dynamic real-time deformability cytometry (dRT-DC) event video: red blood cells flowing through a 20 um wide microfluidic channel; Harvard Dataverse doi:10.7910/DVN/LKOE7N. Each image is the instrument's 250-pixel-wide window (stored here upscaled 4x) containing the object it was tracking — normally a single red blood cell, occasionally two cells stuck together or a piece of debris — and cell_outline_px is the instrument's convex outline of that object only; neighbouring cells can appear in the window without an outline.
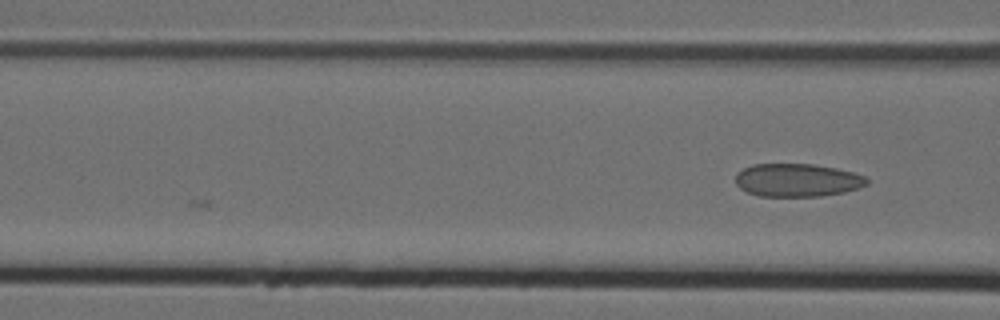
{"species": "Egyptian fruit bat (a non-hibernating species)", "species_latin": "Rousettus aegyptiacus", "temperature_condition": "cold", "stored_images_in_passage": 5, "camera_frame_rate_fps": 3000, "um_per_image_px": 0.085, "animal": {"sex": "female"}, "frame": {"image": 1, "passage_image": 5, "time_ms": 1.333, "image_size_px": [1000, 320], "cell_outline_px": [[868, 184], [860, 188], [844, 192], [820, 196], [760, 196], [748, 192], [740, 188], [736, 184], [736, 172], [752, 164], [812, 164], [836, 168], [852, 172], [864, 176], [868, 180]], "centroid_in_image_um": [67.76, 15.31], "position_along_channel_um": 98.8, "area_um2": 25.32}}